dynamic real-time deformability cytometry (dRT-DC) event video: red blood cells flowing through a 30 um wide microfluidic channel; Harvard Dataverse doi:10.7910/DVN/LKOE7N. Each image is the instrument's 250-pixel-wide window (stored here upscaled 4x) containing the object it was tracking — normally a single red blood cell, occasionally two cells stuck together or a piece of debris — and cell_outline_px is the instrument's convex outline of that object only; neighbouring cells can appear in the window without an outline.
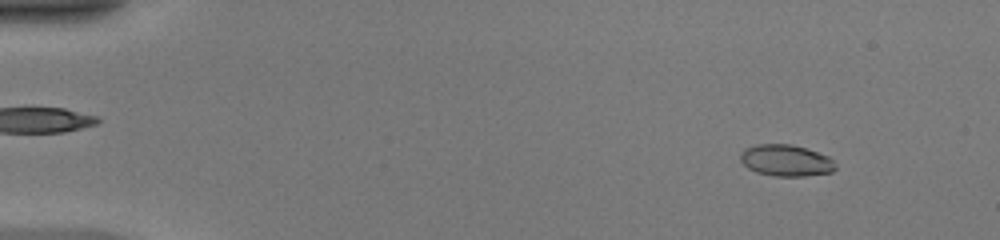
{"species": "common noctule bat (a hibernating species)", "species_latin": "Nyctalus noctula", "temperature_condition": "warm", "stored_images_in_passage": 50, "camera_frame_rate_fps": 3000, "um_per_image_px": 0.085, "animal": {"sex": "female", "body_mass_g": 20.0, "forearm_length_mm": 54.0}, "frame": {"image": 1, "passage_image": 5, "time_ms": 1.333, "image_size_px": [1000, 240], "cell_outline_px": [[836, 168], [832, 172], [804, 176], [772, 176], [756, 172], [748, 168], [740, 160], [740, 152], [744, 148], [756, 144], [792, 144], [828, 156], [836, 164]], "centroid_in_image_um": [66.78, 13.64], "position_along_channel_um": 18.2, "area_um2": 17.51}}
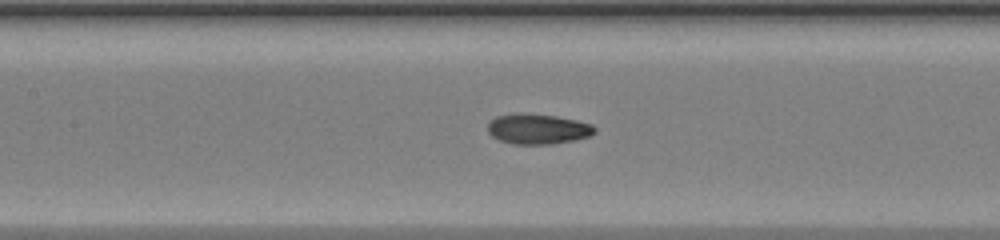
{"frame": {"image": 2, "passage_image": 24, "time_ms": 7.667, "image_size_px": [1000, 240], "cell_outline_px": [[596, 132], [588, 136], [572, 140], [552, 144], [512, 144], [500, 140], [492, 136], [488, 132], [488, 124], [496, 116], [512, 112], [520, 112], [556, 116], [576, 120], [592, 124], [596, 128]], "centroid_in_image_um": [45.69, 10.94], "position_along_channel_um": 161.7, "area_um2": 18.96}}
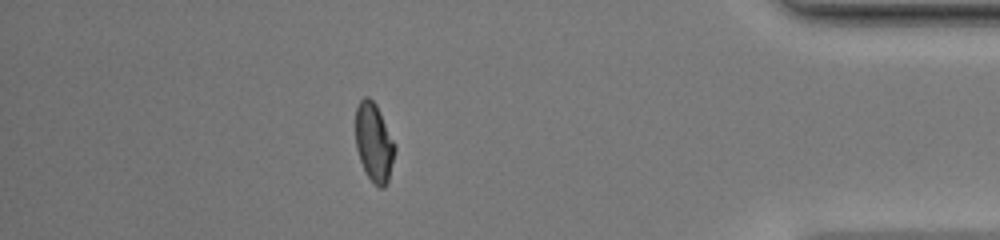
{"frame": {"image": 3, "passage_image": 44, "time_ms": 14.333, "image_size_px": [1000, 240], "cell_outline_px": [[396, 148], [388, 180], [384, 188], [380, 188], [368, 176], [360, 160], [356, 148], [356, 108], [360, 100], [364, 96], [368, 96], [376, 104], [396, 144]], "centroid_in_image_um": [31.79, 12.08], "position_along_channel_um": 403.4, "area_um2": 17.86}, "authors_computed_cell_mechanics": {"area_um2": 18.0336, "velocity_mm_per_s": 4.1907, "shape_relaxation_time_tau1_ms": 8.6204, "shape_relaxation_time_tau2_ms": 1.0715, "deformation_change_tau1": 0.2611, "deformation_change_tau2": 0.0562}}